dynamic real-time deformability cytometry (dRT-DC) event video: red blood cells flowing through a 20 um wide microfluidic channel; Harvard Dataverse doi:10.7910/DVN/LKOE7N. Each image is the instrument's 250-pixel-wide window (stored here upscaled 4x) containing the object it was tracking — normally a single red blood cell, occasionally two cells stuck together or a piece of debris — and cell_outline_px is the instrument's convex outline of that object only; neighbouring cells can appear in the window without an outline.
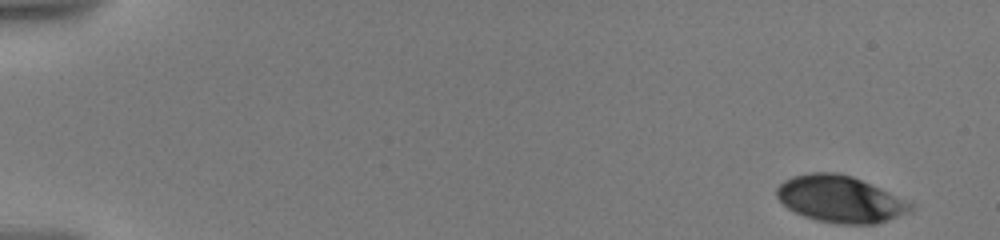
{"species": "human", "species_latin": "Homo sapiens", "temperature_condition": "warm", "stored_images_in_passage": 61, "camera_frame_rate_fps": 3000, "um_per_image_px": 0.085, "donor": {"sex": "male"}, "frame": {"image": 1, "passage_image": 1, "time_ms": 0.0, "image_size_px": [1000, 240], "cell_outline_px": [[912, 208], [908, 212], [888, 220], [876, 224], [836, 224], [816, 220], [804, 216], [788, 208], [776, 196], [776, 188], [784, 180], [792, 176], [812, 172], [836, 172], [852, 176], [880, 188], [912, 204]], "centroid_in_image_um": [71.37, 16.92], "position_along_channel_um": 13.6, "area_um2": 36.13}}
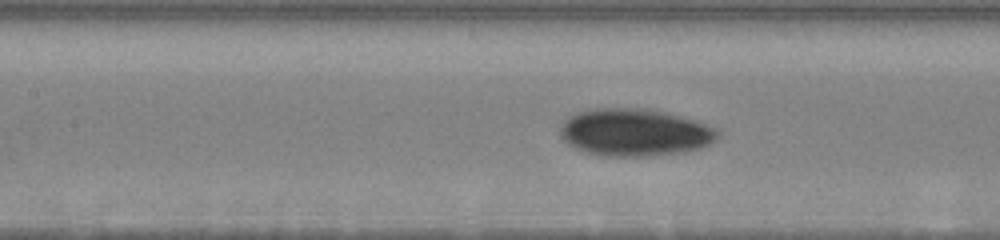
{"frame": {"image": 2, "passage_image": 26, "time_ms": 8.333, "image_size_px": [1000, 240], "cell_outline_px": [[720, 132], [716, 140], [700, 148], [684, 152], [648, 156], [608, 156], [584, 152], [568, 144], [560, 136], [560, 128], [564, 120], [568, 116], [576, 112], [592, 108], [644, 108], [668, 112], [696, 120], [720, 128]], "centroid_in_image_um": [53.97, 11.24], "position_along_channel_um": 153.4, "area_um2": 44.04}}
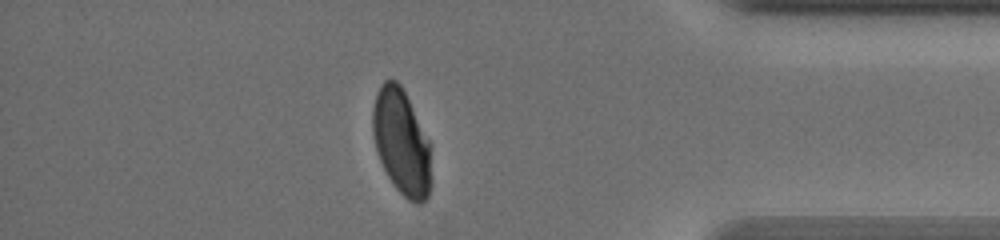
{"frame": {"image": 3, "passage_image": 53, "time_ms": 16.0, "image_size_px": [1000, 240], "cell_outline_px": [[432, 184], [428, 196], [420, 204], [416, 204], [408, 200], [396, 188], [388, 176], [380, 160], [376, 148], [372, 132], [372, 108], [376, 92], [380, 84], [384, 80], [396, 80], [400, 84], [428, 140], [432, 180]], "centroid_in_image_um": [34.11, 12.11], "position_along_channel_um": 401.1, "area_um2": 35.78}, "authors_computed_cell_mechanics": {"area_um2": 37.9168, "velocity_mm_per_s": 3.5409, "shape_relaxation_time_tau1_ms": 4.07, "shape_relaxation_time_tau2_ms": 1.3439, "deformation_change_tau1": 0.1584, "deformation_change_tau2": 0.0468}}